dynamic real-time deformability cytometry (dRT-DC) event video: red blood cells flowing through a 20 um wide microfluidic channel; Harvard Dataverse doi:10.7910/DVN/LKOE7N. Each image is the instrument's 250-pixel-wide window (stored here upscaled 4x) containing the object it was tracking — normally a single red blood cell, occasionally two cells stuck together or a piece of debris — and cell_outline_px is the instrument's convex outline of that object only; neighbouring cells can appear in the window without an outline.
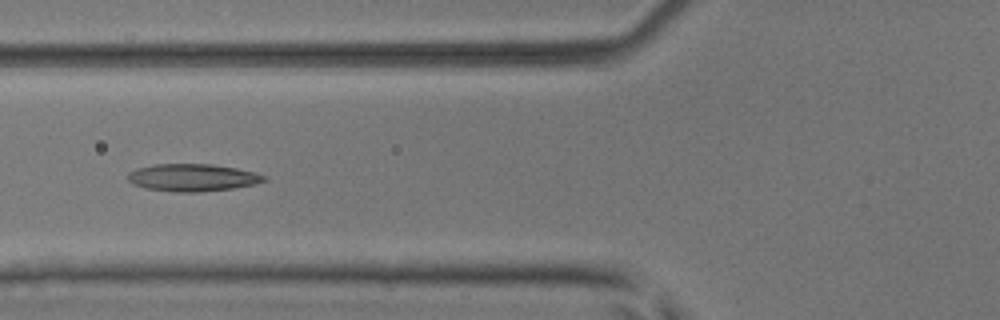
{"species": "common noctule bat (a hibernating species)", "species_latin": "Nyctalus noctula", "temperature_condition": "room temperature", "stored_images_in_passage": 4, "camera_frame_rate_fps": 3000, "um_per_image_px": 0.085, "animal": {"sex": "male", "body_mass_g": 17.9, "forearm_length_mm": 54.2}, "frame": {"image": 1, "passage_image": 4, "time_ms": 1.0, "image_size_px": [1000, 320], "cell_outline_px": [[268, 180], [256, 184], [232, 188], [196, 192], [176, 192], [144, 188], [132, 184], [128, 180], [128, 172], [136, 168], [156, 164], [212, 164], [236, 168], [256, 172], [268, 176]], "centroid_in_image_um": [16.38, 15.09], "position_along_channel_um": 109.4, "area_um2": 21.91}}